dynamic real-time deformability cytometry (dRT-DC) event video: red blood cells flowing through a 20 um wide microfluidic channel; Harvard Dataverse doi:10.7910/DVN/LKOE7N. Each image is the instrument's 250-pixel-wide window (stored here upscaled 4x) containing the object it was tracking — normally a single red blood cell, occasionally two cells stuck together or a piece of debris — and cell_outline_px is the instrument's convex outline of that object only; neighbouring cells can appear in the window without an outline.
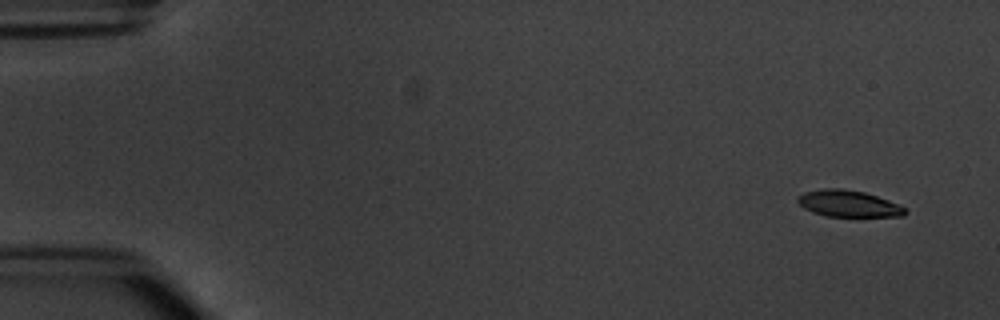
{"species": "common noctule bat (a hibernating species)", "species_latin": "Nyctalus noctula", "temperature_condition": "warm", "stored_images_in_passage": 4, "camera_frame_rate_fps": 3000, "um_per_image_px": 0.085, "animal": {"sex": "male", "body_mass_g": 20.1, "forearm_length_mm": 53.5}, "frame": {"image": 1, "passage_image": 1, "time_ms": 0.0, "image_size_px": [1000, 320], "cell_outline_px": [[908, 212], [904, 216], [824, 216], [812, 212], [804, 208], [796, 200], [796, 196], [804, 192], [824, 188], [844, 188], [864, 192], [900, 204]], "centroid_in_image_um": [72.09, 17.3], "position_along_channel_um": 12.9, "area_um2": 16.7}}
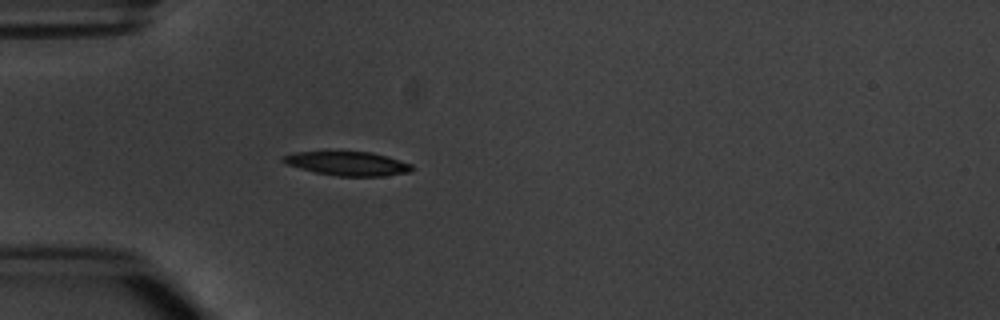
{"frame": {"image": 2, "passage_image": 4, "time_ms": 4.333, "image_size_px": [1000, 320], "cell_outline_px": [[416, 168], [412, 172], [384, 176], [336, 176], [316, 172], [284, 164], [280, 160], [280, 156], [296, 152], [372, 152], [388, 156], [412, 164]], "centroid_in_image_um": [29.58, 13.9], "position_along_channel_um": 55.4, "area_um2": 18.21}}